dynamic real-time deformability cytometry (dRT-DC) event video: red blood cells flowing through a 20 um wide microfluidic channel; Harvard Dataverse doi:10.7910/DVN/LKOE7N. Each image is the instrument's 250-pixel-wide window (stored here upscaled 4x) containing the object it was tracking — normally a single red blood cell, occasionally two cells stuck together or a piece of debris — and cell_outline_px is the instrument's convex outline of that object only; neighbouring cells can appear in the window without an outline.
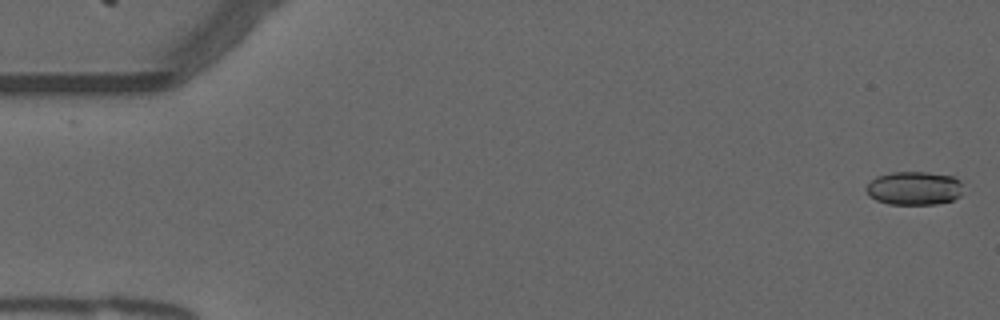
{"species": "common noctule bat (a hibernating species)", "species_latin": "Nyctalus noctula", "temperature_condition": "warm", "stored_images_in_passage": 55, "camera_frame_rate_fps": 3000, "um_per_image_px": 0.085, "animal": {"sex": "male", "forearm_length_mm": 52.5}, "frame": {"image": 1, "passage_image": 2, "time_ms": 0.333, "image_size_px": [1000, 320], "cell_outline_px": [[960, 196], [952, 200], [936, 204], [888, 204], [876, 200], [868, 196], [864, 188], [876, 176], [892, 172], [928, 172], [952, 176], [960, 180]], "centroid_in_image_um": [77.66, 16.0], "position_along_channel_um": 7.3, "area_um2": 18.96}}
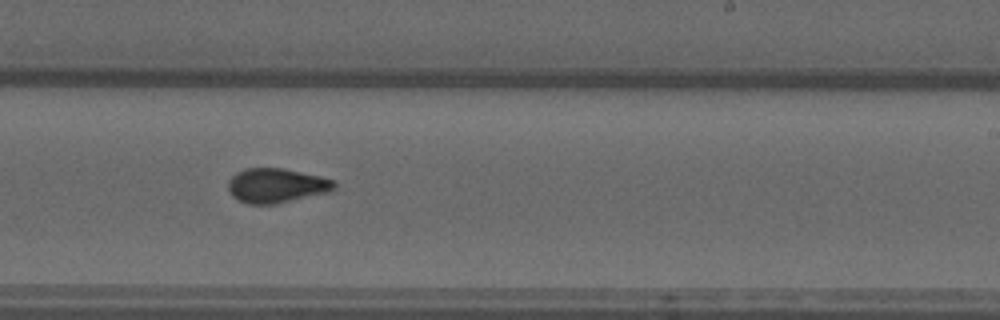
{"frame": {"image": 2, "passage_image": 34, "time_ms": 11.0, "image_size_px": [1000, 320], "cell_outline_px": [[336, 188], [332, 192], [276, 204], [248, 204], [232, 196], [228, 192], [228, 180], [236, 172], [244, 168], [284, 168], [320, 176], [336, 180]], "centroid_in_image_um": [23.52, 15.77], "position_along_channel_um": 265.5, "area_um2": 21.73}}
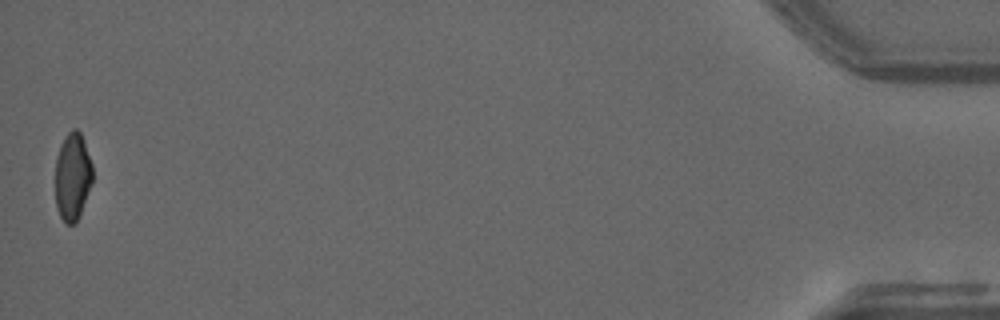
{"frame": {"image": 3, "passage_image": 55, "time_ms": 18.0, "image_size_px": [1000, 320], "cell_outline_px": [[92, 180], [80, 216], [76, 224], [64, 224], [56, 208], [56, 156], [60, 144], [68, 132], [72, 128], [76, 128], [80, 132], [92, 164]], "centroid_in_image_um": [6.15, 15.03], "position_along_channel_um": 429.0, "area_um2": 19.07}, "authors_computed_cell_mechanics": {"area_um2": 20.3456, "velocity_mm_per_s": 3.754, "shape_relaxation_time_tau1_ms": null, "shape_relaxation_time_tau2_ms": 1.4668, "deformation_change_tau1": null, "deformation_change_tau2": 0.0643}}